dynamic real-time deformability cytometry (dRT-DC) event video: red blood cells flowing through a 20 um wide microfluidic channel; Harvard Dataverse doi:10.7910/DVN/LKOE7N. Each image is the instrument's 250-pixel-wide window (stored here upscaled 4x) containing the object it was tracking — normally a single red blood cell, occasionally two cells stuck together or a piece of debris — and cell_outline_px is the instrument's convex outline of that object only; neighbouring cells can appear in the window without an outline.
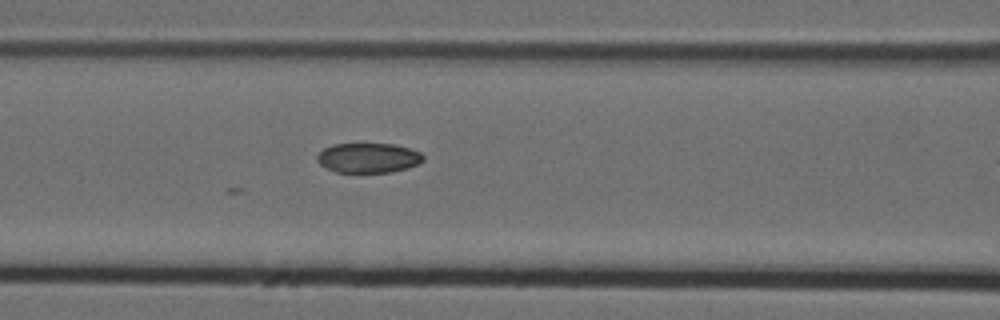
{"species": "Egyptian fruit bat (a non-hibernating species)", "species_latin": "Rousettus aegyptiacus", "temperature_condition": "cold", "stored_images_in_passage": 8, "segment_of_instrument_passage": [1, 2], "camera_frame_rate_fps": 3000, "um_per_image_px": 0.085, "animal": {"sex": "female"}, "frame": {"image": 1, "passage_image": 7, "time_ms": 2.0, "image_size_px": [1000, 320], "cell_outline_px": [[424, 160], [408, 168], [392, 172], [336, 172], [324, 168], [316, 160], [316, 156], [324, 148], [332, 144], [392, 144], [408, 148], [420, 152], [424, 156]], "centroid_in_image_um": [31.27, 13.42], "position_along_channel_um": 135.3, "area_um2": 18.44}}